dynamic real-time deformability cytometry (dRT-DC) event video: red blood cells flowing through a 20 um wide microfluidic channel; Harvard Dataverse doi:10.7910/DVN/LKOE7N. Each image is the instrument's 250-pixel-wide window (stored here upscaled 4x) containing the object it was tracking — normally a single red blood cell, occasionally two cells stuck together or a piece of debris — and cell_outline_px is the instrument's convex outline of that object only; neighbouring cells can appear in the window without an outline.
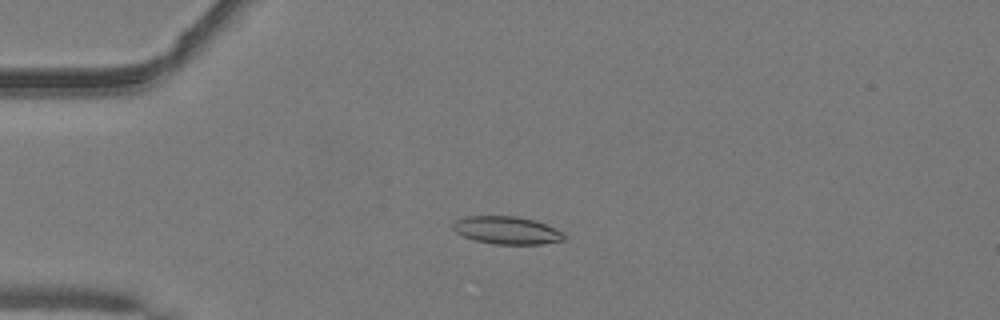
{"species": "common noctule bat (a hibernating species)", "species_latin": "Nyctalus noctula", "temperature_condition": "warm", "stored_images_in_passage": 52, "camera_frame_rate_fps": 3000, "um_per_image_px": 0.085, "animal": {"sex": "male", "body_mass_g": 19.2, "forearm_length_mm": 51.8}, "frame": {"image": 1, "passage_image": 14, "time_ms": 4.333, "image_size_px": [1000, 320], "cell_outline_px": [[568, 236], [564, 240], [540, 244], [492, 244], [476, 240], [464, 236], [456, 232], [452, 228], [452, 224], [456, 220], [468, 216], [516, 216], [536, 220], [564, 232]], "centroid_in_image_um": [43.12, 19.57], "position_along_channel_um": 41.9, "area_um2": 18.03}}
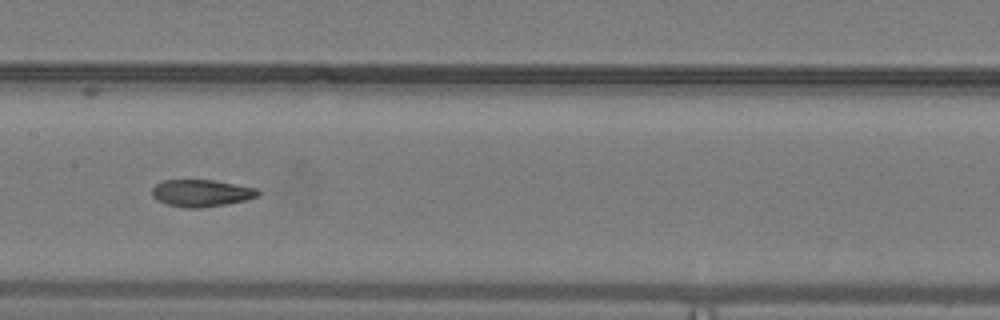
{"frame": {"image": 2, "passage_image": 27, "time_ms": 8.667, "image_size_px": [1000, 320], "cell_outline_px": [[260, 196], [244, 200], [224, 204], [200, 208], [188, 208], [168, 204], [156, 200], [152, 196], [152, 188], [160, 180], [212, 180], [256, 188], [260, 192]], "centroid_in_image_um": [17.08, 16.41], "position_along_channel_um": 190.3, "area_um2": 16.59}}
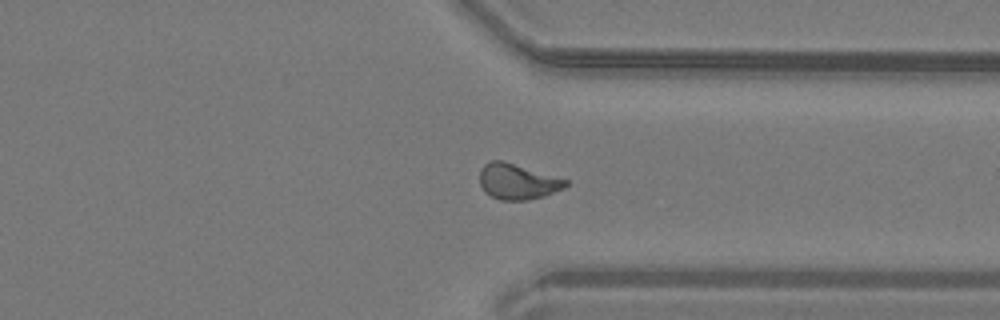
{"frame": {"image": 3, "passage_image": 40, "time_ms": 13.0, "image_size_px": [1000, 320], "cell_outline_px": [[568, 184], [564, 188], [544, 196], [528, 200], [500, 200], [484, 192], [480, 184], [480, 168], [484, 164], [492, 160], [504, 160], [568, 180]], "centroid_in_image_um": [43.97, 15.42], "position_along_channel_um": 367.4, "area_um2": 17.92}, "authors_computed_cell_mechanics": {"area_um2": 17.6001, "velocity_mm_per_s": 4.104, "shape_relaxation_time_tau1_ms": 10.1573, "shape_relaxation_time_tau2_ms": 1.7783, "deformation_change_tau1": 0.2598, "deformation_change_tau2": 0.0804}}